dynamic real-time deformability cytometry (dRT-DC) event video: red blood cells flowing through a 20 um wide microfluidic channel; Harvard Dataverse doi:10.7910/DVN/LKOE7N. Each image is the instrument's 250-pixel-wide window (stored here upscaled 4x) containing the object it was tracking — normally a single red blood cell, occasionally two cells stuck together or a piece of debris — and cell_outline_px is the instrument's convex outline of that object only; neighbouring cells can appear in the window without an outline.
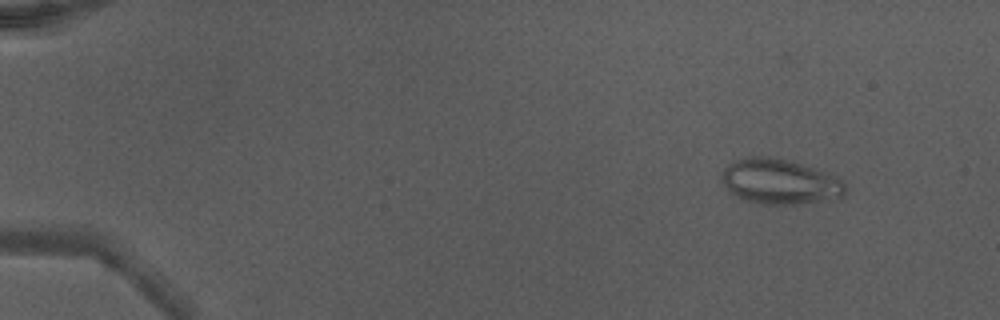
{"species": "Egyptian fruit bat (a non-hibernating species)", "species_latin": "Rousettus aegyptiacus", "temperature_condition": "warm", "stored_images_in_passage": 18, "camera_frame_rate_fps": 3000, "um_per_image_px": 0.085, "animal": {"sex": "male"}, "frame": {"image": 1, "passage_image": 6, "time_ms": 1.667, "image_size_px": [1000, 320], "cell_outline_px": [[848, 192], [840, 200], [796, 204], [764, 204], [740, 200], [728, 192], [720, 180], [720, 176], [724, 168], [728, 164], [736, 160], [748, 156], [772, 156], [840, 176], [844, 180], [848, 188]], "centroid_in_image_um": [66.33, 15.46], "position_along_channel_um": 18.7, "area_um2": 33.58}}